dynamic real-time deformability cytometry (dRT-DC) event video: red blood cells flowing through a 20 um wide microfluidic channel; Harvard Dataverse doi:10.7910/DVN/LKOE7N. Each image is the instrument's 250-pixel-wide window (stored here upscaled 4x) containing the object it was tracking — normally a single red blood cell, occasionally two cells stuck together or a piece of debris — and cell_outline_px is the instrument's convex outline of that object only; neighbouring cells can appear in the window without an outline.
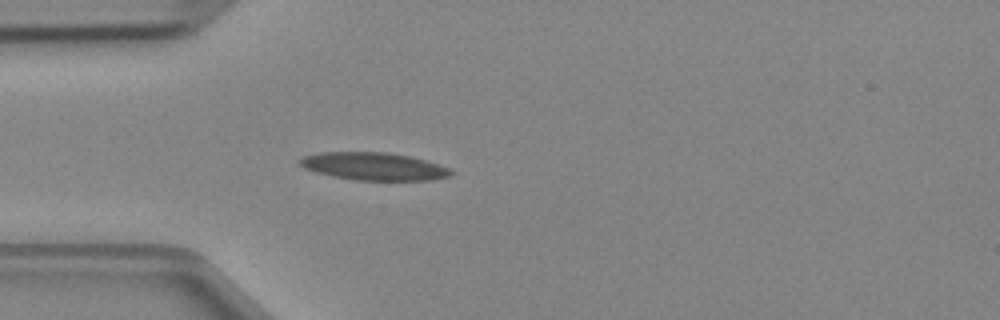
{"species": "Egyptian fruit bat (a non-hibernating species)", "species_latin": "Rousettus aegyptiacus", "temperature_condition": "cold", "stored_images_in_passage": 3, "camera_frame_rate_fps": 3000, "um_per_image_px": 0.085, "animal": {"sex": "female"}, "frame": {"image": 1, "passage_image": 3, "time_ms": 0.667, "image_size_px": [1000, 320], "cell_outline_px": [[452, 176], [432, 180], [356, 180], [316, 172], [304, 168], [300, 164], [300, 160], [304, 156], [320, 152], [388, 152], [408, 156], [424, 160], [448, 168], [452, 172]], "centroid_in_image_um": [31.78, 14.14], "position_along_channel_um": 53.2, "area_um2": 24.04}}